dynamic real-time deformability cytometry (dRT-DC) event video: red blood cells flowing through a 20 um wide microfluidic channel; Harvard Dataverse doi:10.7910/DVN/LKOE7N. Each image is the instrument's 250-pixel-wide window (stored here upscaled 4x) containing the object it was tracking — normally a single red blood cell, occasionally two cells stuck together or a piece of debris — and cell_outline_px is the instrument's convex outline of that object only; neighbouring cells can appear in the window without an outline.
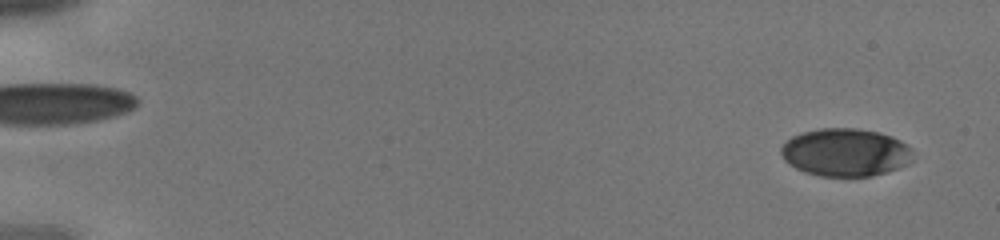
{"species": "human", "species_latin": "Homo sapiens", "temperature_condition": "cold", "stored_images_in_passage": 42, "camera_frame_rate_fps": 3000, "um_per_image_px": 0.085, "donor": {"sex": "male"}, "frame": {"image": 1, "passage_image": 2, "time_ms": 0.333, "image_size_px": [1000, 240], "cell_outline_px": [[912, 160], [908, 164], [872, 176], [820, 176], [804, 172], [788, 164], [784, 160], [780, 152], [780, 148], [792, 136], [804, 132], [820, 128], [856, 128], [876, 132], [892, 136], [900, 140], [912, 148]], "centroid_in_image_um": [71.85, 12.95], "position_along_channel_um": 13.1, "area_um2": 36.76}}
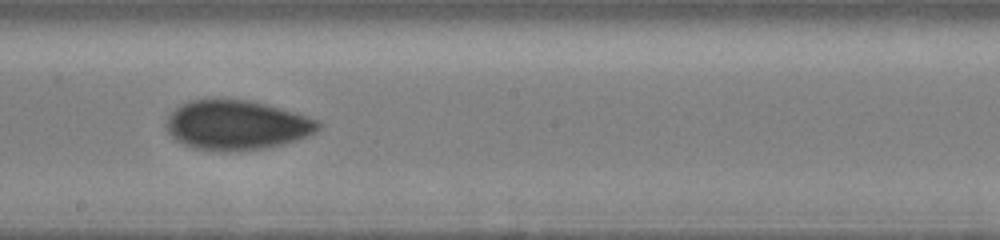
{"frame": {"image": 2, "passage_image": 25, "time_ms": 8.0, "image_size_px": [1000, 240], "cell_outline_px": [[320, 128], [316, 132], [308, 136], [284, 144], [264, 148], [196, 148], [184, 144], [176, 140], [168, 132], [164, 124], [168, 116], [180, 104], [188, 100], [252, 100], [296, 112], [320, 120]], "centroid_in_image_um": [20.15, 10.58], "position_along_channel_um": 228.0, "area_um2": 43.06}}
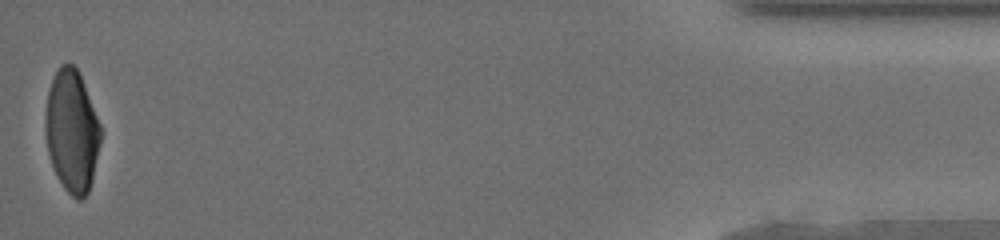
{"frame": {"image": 3, "passage_image": 42, "time_ms": 13.667, "image_size_px": [1000, 240], "cell_outline_px": [[100, 144], [92, 180], [88, 192], [80, 200], [76, 200], [64, 188], [52, 164], [48, 152], [44, 132], [44, 116], [48, 92], [52, 80], [60, 64], [68, 60], [76, 68], [84, 84], [100, 124]], "centroid_in_image_um": [6.09, 11.12], "position_along_channel_um": 429.1, "area_um2": 39.25}}